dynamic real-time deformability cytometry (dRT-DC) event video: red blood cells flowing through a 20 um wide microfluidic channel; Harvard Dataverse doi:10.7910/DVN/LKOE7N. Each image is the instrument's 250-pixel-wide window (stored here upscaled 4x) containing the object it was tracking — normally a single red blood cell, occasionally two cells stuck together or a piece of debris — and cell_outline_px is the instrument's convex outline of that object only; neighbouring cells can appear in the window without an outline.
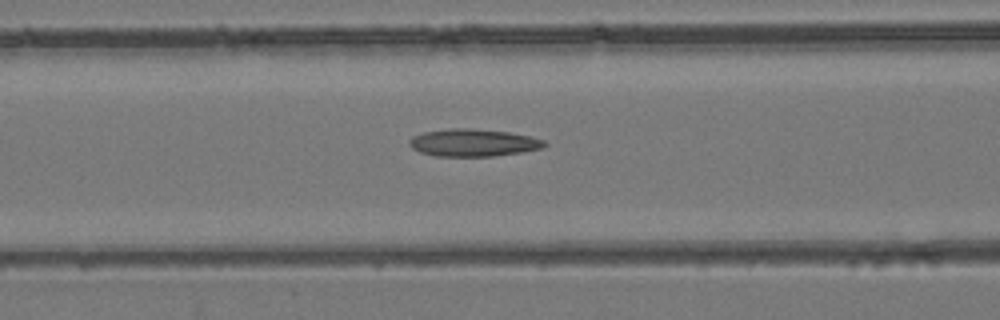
{"species": "common noctule bat (a hibernating species)", "species_latin": "Nyctalus noctula", "temperature_condition": "room temperature", "stored_images_in_passage": 45, "camera_frame_rate_fps": 3000, "um_per_image_px": 0.085, "animal": {"sex": "female", "body_mass_g": 24.6, "forearm_length_mm": 56.2}, "frame": {"image": 1, "passage_image": 17, "time_ms": 5.333, "image_size_px": [1000, 320], "cell_outline_px": [[548, 144], [540, 148], [520, 152], [492, 156], [436, 156], [420, 152], [412, 148], [408, 144], [408, 140], [412, 136], [424, 132], [448, 128], [468, 128], [508, 132], [528, 136], [544, 140]], "centroid_in_image_um": [40.16, 12.12], "position_along_channel_um": 126.4, "area_um2": 21.44}}
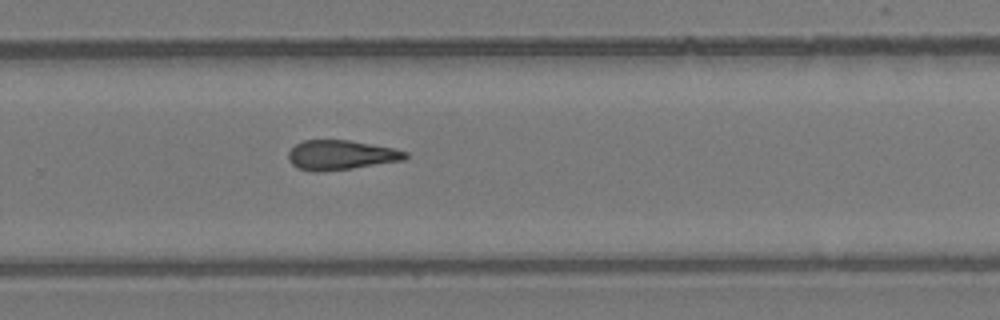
{"frame": {"image": 2, "passage_image": 29, "time_ms": 9.333, "image_size_px": [1000, 320], "cell_outline_px": [[408, 156], [404, 160], [352, 168], [316, 172], [312, 172], [300, 168], [292, 164], [288, 160], [288, 152], [296, 144], [304, 140], [348, 140], [392, 148], [408, 152]], "centroid_in_image_um": [28.96, 13.18], "position_along_channel_um": 300.8, "area_um2": 20.0}}
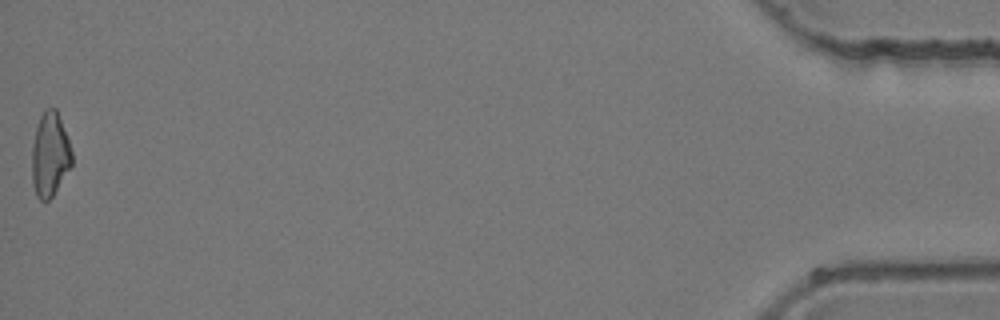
{"frame": {"image": 3, "passage_image": 45, "time_ms": 14.667, "image_size_px": [1000, 320], "cell_outline_px": [[72, 164], [52, 196], [48, 200], [40, 200], [36, 196], [32, 184], [32, 144], [36, 128], [40, 116], [44, 108], [56, 108], [68, 140], [72, 152]], "centroid_in_image_um": [4.22, 13.13], "position_along_channel_um": 431.0, "area_um2": 19.48}}